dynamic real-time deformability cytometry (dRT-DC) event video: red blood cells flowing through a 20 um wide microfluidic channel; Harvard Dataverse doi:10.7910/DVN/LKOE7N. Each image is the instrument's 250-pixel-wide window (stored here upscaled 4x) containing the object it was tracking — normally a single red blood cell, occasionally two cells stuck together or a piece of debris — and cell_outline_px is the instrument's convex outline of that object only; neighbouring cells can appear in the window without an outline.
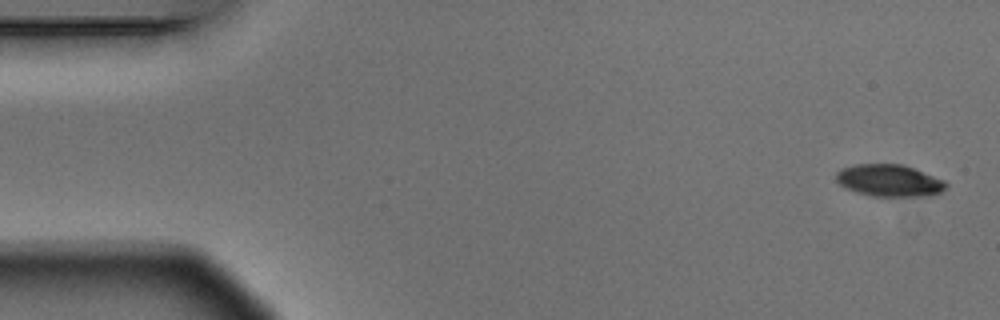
{"species": "Egyptian fruit bat (a non-hibernating species)", "species_latin": "Rousettus aegyptiacus", "temperature_condition": "warm", "stored_images_in_passage": 4, "camera_frame_rate_fps": 3000, "um_per_image_px": 0.085, "animal": {"sex": "male"}, "frame": {"image": 1, "passage_image": 1, "time_ms": 0.0, "image_size_px": [1000, 320], "cell_outline_px": [[948, 184], [940, 192], [932, 196], [876, 196], [856, 192], [844, 188], [836, 180], [836, 172], [840, 168], [856, 164], [904, 164], [944, 180]], "centroid_in_image_um": [75.57, 15.34], "position_along_channel_um": 9.4, "area_um2": 20.58}}
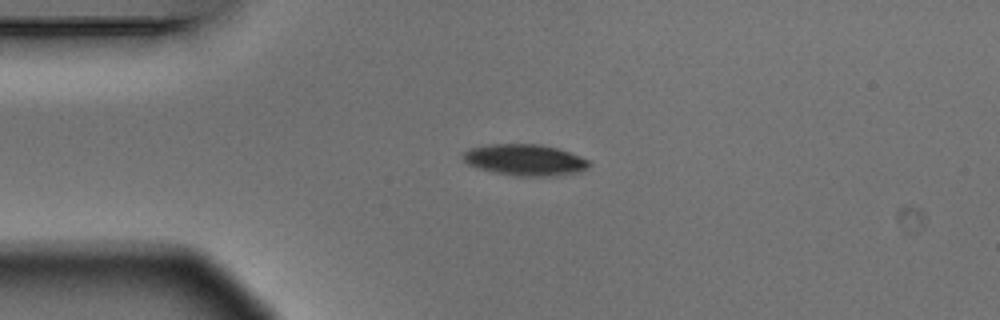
{"frame": {"image": 2, "passage_image": 4, "time_ms": 1.0, "image_size_px": [1000, 320], "cell_outline_px": [[588, 164], [580, 172], [552, 176], [516, 176], [496, 172], [480, 168], [468, 164], [464, 160], [464, 152], [472, 148], [488, 144], [540, 144], [556, 148], [580, 156], [588, 160]], "centroid_in_image_um": [44.62, 13.59], "position_along_channel_um": 40.4, "area_um2": 22.54}}